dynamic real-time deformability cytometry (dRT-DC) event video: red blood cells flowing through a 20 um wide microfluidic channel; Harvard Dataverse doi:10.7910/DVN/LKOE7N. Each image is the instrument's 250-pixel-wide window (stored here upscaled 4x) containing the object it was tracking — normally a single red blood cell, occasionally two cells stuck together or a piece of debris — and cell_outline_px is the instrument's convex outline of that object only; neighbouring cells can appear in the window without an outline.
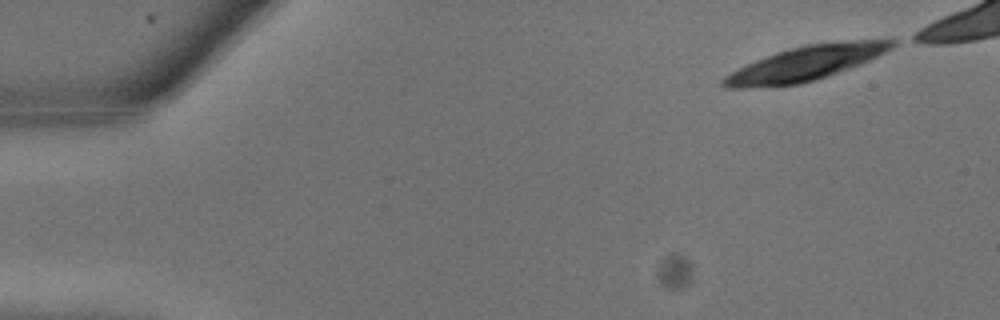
{"species": "common noctule bat (a hibernating species)", "species_latin": "Nyctalus noctula", "temperature_condition": "warm", "stored_images_in_passage": 8, "camera_frame_rate_fps": 3000, "um_per_image_px": 0.085, "animal": {"sex": "male", "body_mass_g": 13.3}, "frame": {"image": 1, "passage_image": 1, "time_ms": 0.0, "image_size_px": [1000, 320], "cell_outline_px": [[896, 44], [892, 48], [860, 64], [828, 76], [816, 80], [800, 84], [748, 88], [724, 88], [720, 84], [720, 80], [724, 76], [756, 60], [776, 52], [804, 44], [852, 40], [896, 40]], "centroid_in_image_um": [68.44, 5.39], "position_along_channel_um": 16.6, "area_um2": 33.7}}